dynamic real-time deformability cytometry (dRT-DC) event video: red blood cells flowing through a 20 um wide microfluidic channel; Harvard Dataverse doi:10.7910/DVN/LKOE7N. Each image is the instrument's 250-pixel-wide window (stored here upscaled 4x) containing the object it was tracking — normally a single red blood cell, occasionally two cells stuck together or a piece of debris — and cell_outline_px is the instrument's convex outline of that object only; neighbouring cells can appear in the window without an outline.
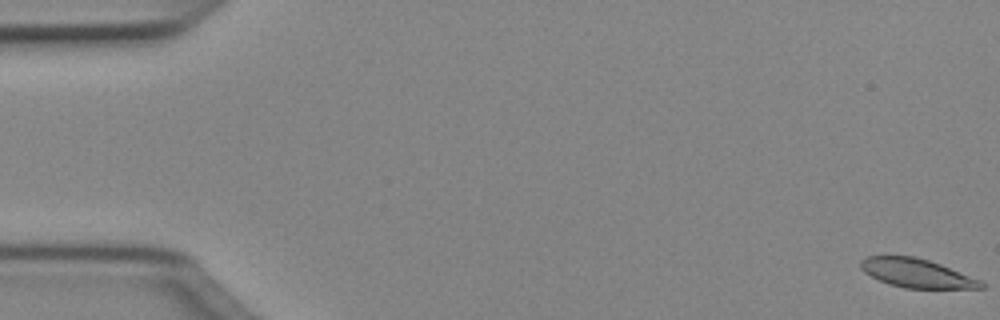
{"species": "Egyptian fruit bat (a non-hibernating species)", "species_latin": "Rousettus aegyptiacus", "temperature_condition": "cold", "stored_images_in_passage": 51, "camera_frame_rate_fps": 3000, "um_per_image_px": 0.085, "animal": {"sex": "female"}, "frame": {"image": 1, "passage_image": 1, "time_ms": 0.0, "image_size_px": [1000, 320], "cell_outline_px": [[984, 288], [904, 288], [888, 284], [864, 272], [860, 268], [860, 260], [868, 256], [912, 256], [928, 260], [940, 264], [980, 280], [984, 284]], "centroid_in_image_um": [77.88, 23.22], "position_along_channel_um": 7.1, "area_um2": 19.94}}
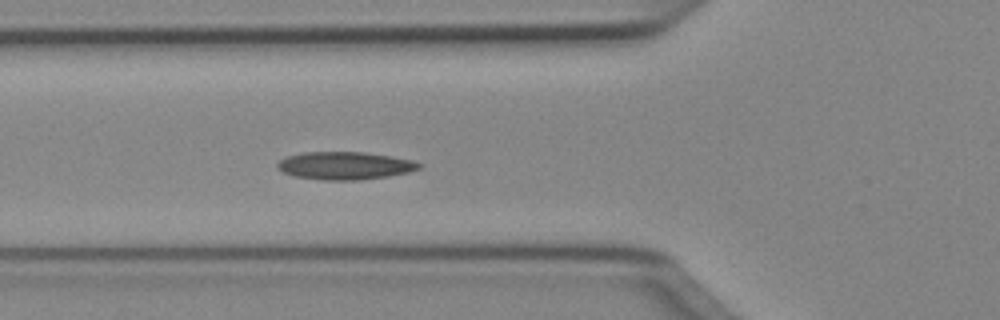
{"frame": {"image": 2, "passage_image": 19, "time_ms": 6.0, "image_size_px": [1000, 320], "cell_outline_px": [[424, 164], [420, 168], [408, 172], [388, 176], [360, 180], [320, 180], [296, 176], [284, 172], [276, 168], [276, 164], [284, 156], [304, 152], [364, 152], [392, 156], [412, 160]], "centroid_in_image_um": [29.31, 14.07], "position_along_channel_um": 96.5, "area_um2": 23.06}}
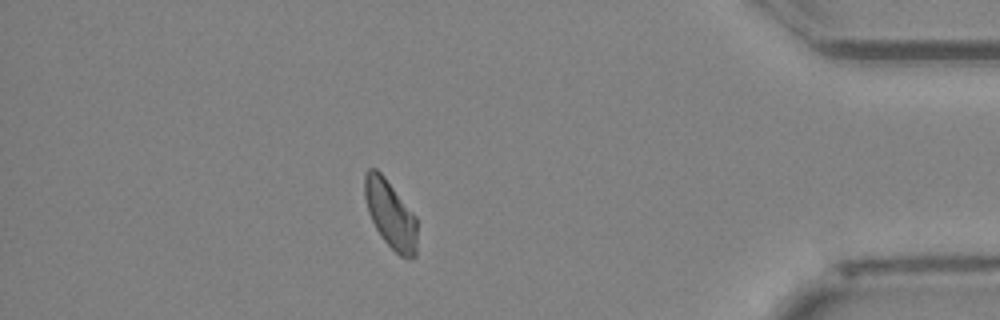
{"frame": {"image": 3, "passage_image": 45, "time_ms": 14.667, "image_size_px": [1000, 320], "cell_outline_px": [[416, 256], [400, 256], [384, 240], [376, 228], [368, 212], [364, 196], [364, 172], [368, 168], [376, 168], [384, 176], [416, 216]], "centroid_in_image_um": [33.16, 18.16], "position_along_channel_um": 402.0, "area_um2": 20.52}, "authors_computed_cell_mechanics": {"area_um2": 21.4438, "velocity_mm_per_s": 3.9955, "shape_relaxation_time_tau1_ms": 7.1805, "shape_relaxation_time_tau2_ms": null, "deformation_change_tau1": 0.1233, "deformation_change_tau2": null}}